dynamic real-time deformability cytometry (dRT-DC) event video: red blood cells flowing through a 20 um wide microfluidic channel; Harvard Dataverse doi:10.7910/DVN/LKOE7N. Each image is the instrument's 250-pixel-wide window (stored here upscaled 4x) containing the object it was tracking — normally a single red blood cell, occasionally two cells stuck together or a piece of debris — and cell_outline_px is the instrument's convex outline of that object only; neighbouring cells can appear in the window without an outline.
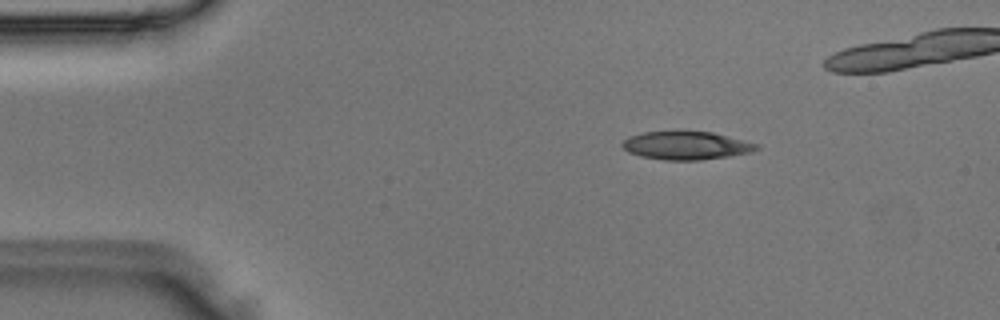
{"species": "Egyptian fruit bat (a non-hibernating species)", "species_latin": "Rousettus aegyptiacus", "temperature_condition": "room temperature", "stored_images_in_passage": 37, "camera_frame_rate_fps": 3000, "um_per_image_px": 0.085, "animal": {"sex": "male"}, "frame": {"image": 1, "passage_image": 2, "time_ms": 0.333, "image_size_px": [1000, 320], "cell_outline_px": [[760, 148], [752, 152], [728, 156], [700, 160], [664, 160], [640, 156], [628, 152], [620, 144], [628, 136], [644, 132], [676, 128], [712, 132], [760, 144]], "centroid_in_image_um": [58.3, 12.32], "position_along_channel_um": 26.7, "area_um2": 22.95}}
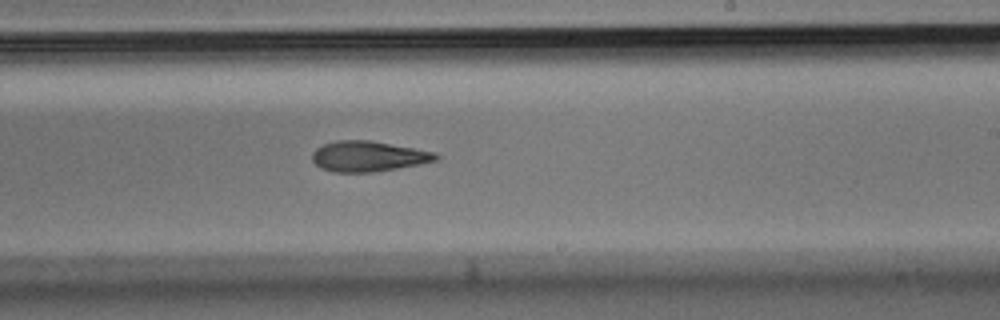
{"frame": {"image": 2, "passage_image": 23, "time_ms": 7.333, "image_size_px": [1000, 320], "cell_outline_px": [[440, 156], [436, 160], [420, 164], [372, 172], [332, 172], [320, 168], [312, 160], [312, 152], [316, 148], [324, 144], [336, 140], [372, 140], [436, 152]], "centroid_in_image_um": [31.29, 13.28], "position_along_channel_um": 257.7, "area_um2": 22.02}}
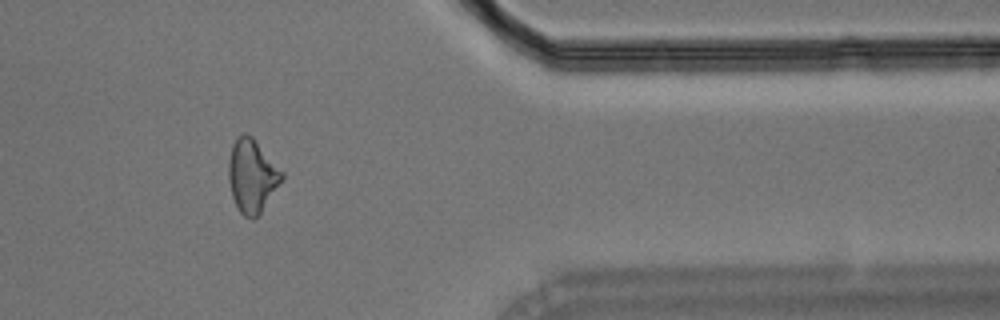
{"frame": {"image": 3, "passage_image": 34, "time_ms": 11.0, "image_size_px": [1000, 320], "cell_outline_px": [[284, 176], [260, 212], [252, 220], [244, 216], [240, 212], [232, 196], [228, 180], [228, 160], [232, 144], [236, 136], [244, 132], [252, 136], [284, 172]], "centroid_in_image_um": [21.39, 14.9], "position_along_channel_um": 390.0, "area_um2": 22.6}}